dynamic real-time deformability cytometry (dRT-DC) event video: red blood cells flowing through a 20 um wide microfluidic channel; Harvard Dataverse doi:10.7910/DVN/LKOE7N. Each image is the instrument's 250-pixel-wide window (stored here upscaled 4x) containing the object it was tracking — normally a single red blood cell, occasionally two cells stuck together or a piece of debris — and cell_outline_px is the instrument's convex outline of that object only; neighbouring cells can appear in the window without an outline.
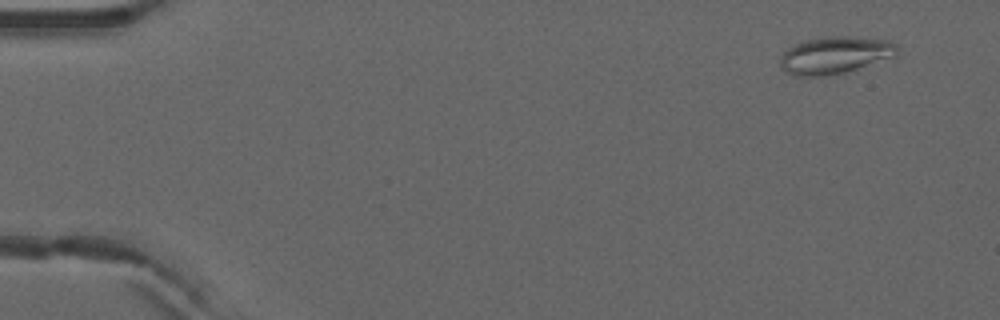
{"species": "common noctule bat (a hibernating species)", "species_latin": "Nyctalus noctula", "temperature_condition": "warm", "stored_images_in_passage": 5, "camera_frame_rate_fps": 3000, "um_per_image_px": 0.085, "animal": {"sex": "male", "forearm_length_mm": 52.5}, "frame": {"image": 1, "passage_image": 2, "time_ms": 0.333, "image_size_px": [1000, 320], "cell_outline_px": [[896, 56], [844, 72], [824, 76], [792, 76], [784, 72], [780, 68], [780, 60], [784, 52], [788, 48], [804, 40], [824, 36], [848, 36], [888, 40], [896, 44]], "centroid_in_image_um": [70.92, 4.69], "position_along_channel_um": 14.1, "area_um2": 25.32}}